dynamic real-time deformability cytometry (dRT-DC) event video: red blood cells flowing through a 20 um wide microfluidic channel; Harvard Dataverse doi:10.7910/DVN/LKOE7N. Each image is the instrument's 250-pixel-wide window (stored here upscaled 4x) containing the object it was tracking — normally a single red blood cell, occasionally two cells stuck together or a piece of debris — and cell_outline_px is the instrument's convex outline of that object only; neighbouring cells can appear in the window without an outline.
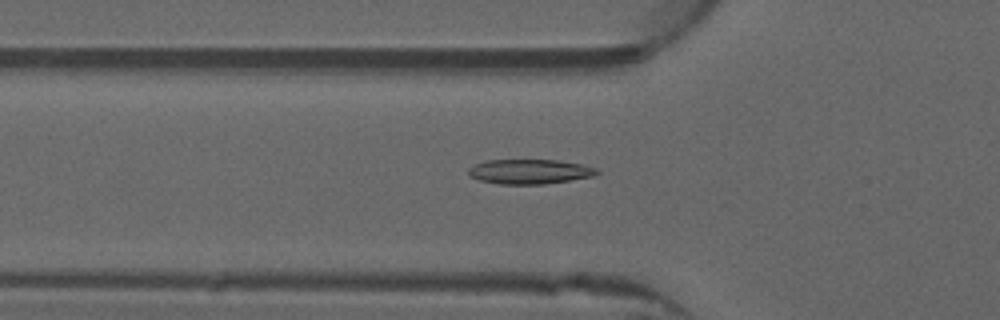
{"species": "common noctule bat (a hibernating species)", "species_latin": "Nyctalus noctula", "temperature_condition": "warm", "stored_images_in_passage": 13, "camera_frame_rate_fps": 3000, "um_per_image_px": 0.085, "animal": {"sex": "male", "forearm_length_mm": 52.5}, "frame": {"image": 1, "passage_image": 2, "time_ms": 0.333, "image_size_px": [1000, 320], "cell_outline_px": [[600, 172], [596, 176], [544, 184], [500, 184], [480, 180], [472, 176], [468, 172], [468, 168], [484, 160], [556, 160], [580, 164], [596, 168]], "centroid_in_image_um": [45.04, 14.58], "position_along_channel_um": 80.8, "area_um2": 18.38}}
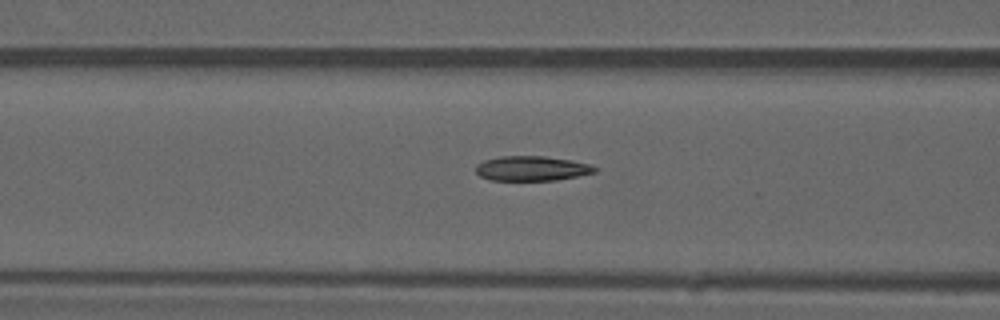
{"frame": {"image": 2, "passage_image": 5, "time_ms": 1.333, "image_size_px": [1000, 320], "cell_outline_px": [[596, 172], [556, 180], [488, 180], [480, 176], [476, 172], [476, 164], [484, 160], [500, 156], [544, 156], [572, 160], [592, 164], [596, 168]], "centroid_in_image_um": [45.19, 14.31], "position_along_channel_um": 121.4, "area_um2": 17.22}}
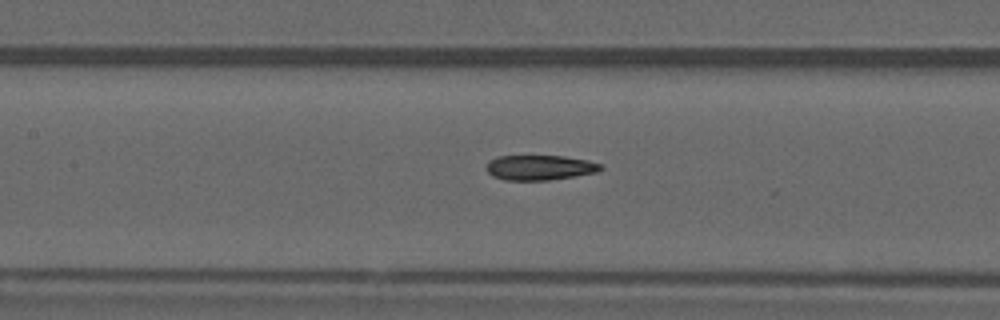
{"frame": {"image": 3, "passage_image": 8, "time_ms": 2.333, "image_size_px": [1000, 320], "cell_outline_px": [[604, 168], [600, 172], [576, 176], [548, 180], [504, 180], [492, 176], [484, 168], [488, 160], [496, 156], [564, 156], [588, 160], [600, 164]], "centroid_in_image_um": [45.87, 14.24], "position_along_channel_um": 161.5, "area_um2": 16.94}}